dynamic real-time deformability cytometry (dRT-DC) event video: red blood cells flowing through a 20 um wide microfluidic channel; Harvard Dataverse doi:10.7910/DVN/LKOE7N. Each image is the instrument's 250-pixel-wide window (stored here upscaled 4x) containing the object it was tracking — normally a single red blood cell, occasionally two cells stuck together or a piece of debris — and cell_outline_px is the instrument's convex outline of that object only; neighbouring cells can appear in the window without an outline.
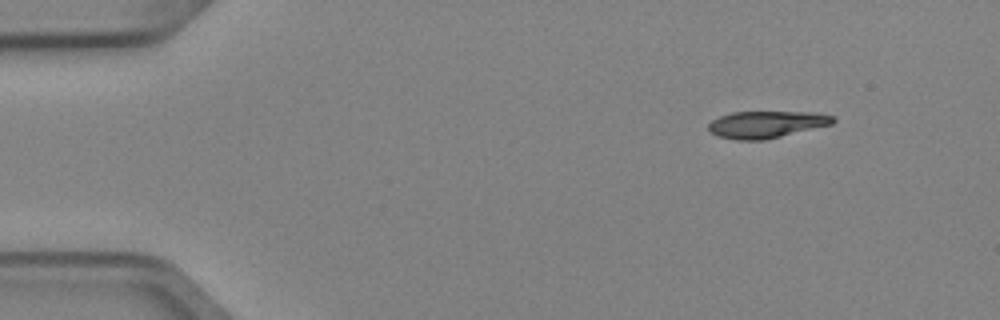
{"species": "Egyptian fruit bat (a non-hibernating species)", "species_latin": "Rousettus aegyptiacus", "temperature_condition": "cold", "stored_images_in_passage": 5, "camera_frame_rate_fps": 3000, "um_per_image_px": 0.085, "animal": {"sex": "female"}, "frame": {"image": 1, "passage_image": 1, "time_ms": 0.0, "image_size_px": [1000, 320], "cell_outline_px": [[836, 120], [832, 124], [764, 140], [736, 140], [720, 136], [712, 132], [708, 128], [708, 124], [712, 120], [720, 116], [732, 112], [816, 112], [836, 116]], "centroid_in_image_um": [65.18, 10.56], "position_along_channel_um": 19.8, "area_um2": 19.48}}
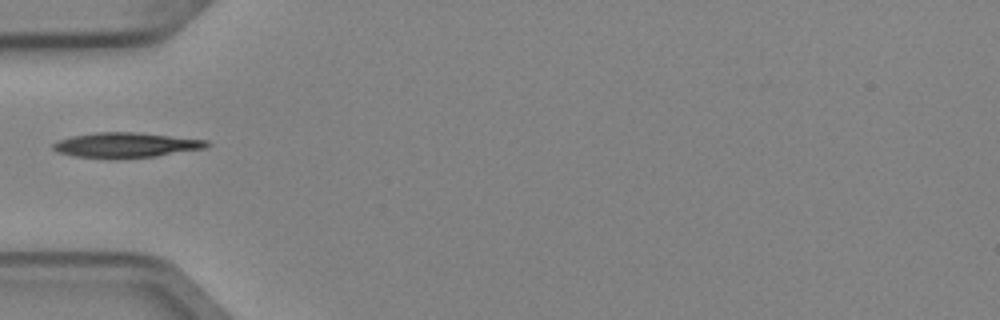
{"frame": {"image": 2, "passage_image": 4, "time_ms": 1.0, "image_size_px": [1000, 320], "cell_outline_px": [[208, 144], [204, 148], [156, 156], [76, 156], [56, 152], [52, 148], [52, 144], [56, 140], [72, 136], [96, 132], [136, 132], [208, 140]], "centroid_in_image_um": [10.67, 12.29], "position_along_channel_um": 74.3, "area_um2": 21.5}}
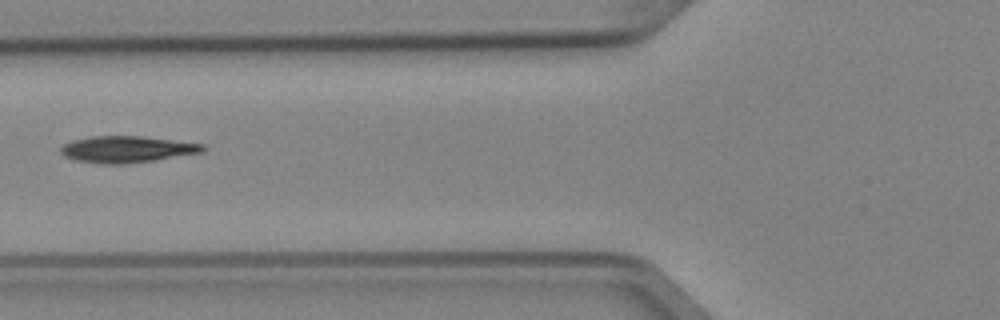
{"frame": {"image": 3, "passage_image": 5, "time_ms": 1.333, "image_size_px": [1000, 320], "cell_outline_px": [[204, 148], [200, 152], [152, 160], [124, 164], [100, 164], [76, 160], [64, 156], [60, 152], [60, 148], [64, 144], [72, 140], [92, 136], [140, 136], [204, 144]], "centroid_in_image_um": [10.7, 12.69], "position_along_channel_um": 115.1, "area_um2": 21.62}}